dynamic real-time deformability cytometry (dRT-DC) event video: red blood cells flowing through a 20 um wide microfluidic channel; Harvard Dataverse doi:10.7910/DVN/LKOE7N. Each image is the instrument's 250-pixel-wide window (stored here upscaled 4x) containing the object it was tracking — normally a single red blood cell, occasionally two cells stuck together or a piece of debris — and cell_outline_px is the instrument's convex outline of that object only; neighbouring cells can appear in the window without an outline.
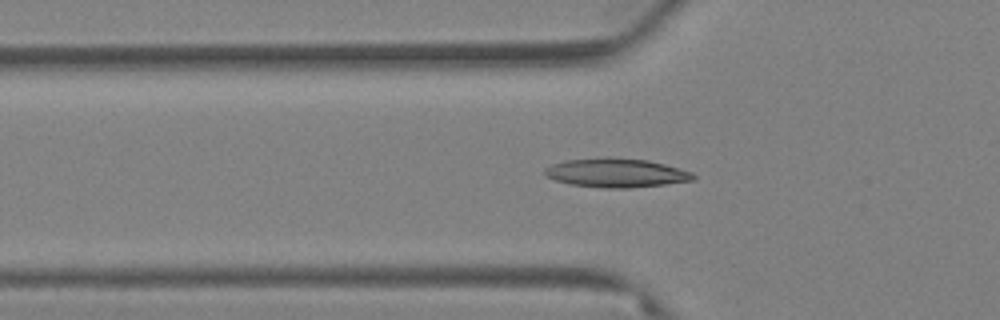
{"species": "Egyptian fruit bat (a non-hibernating species)", "species_latin": "Rousettus aegyptiacus", "temperature_condition": "warm", "stored_images_in_passage": 62, "camera_frame_rate_fps": 3000, "um_per_image_px": 0.085, "animal": {"sex": "female"}, "frame": {"image": 1, "passage_image": 17, "time_ms": 5.333, "image_size_px": [1000, 320], "cell_outline_px": [[696, 176], [692, 180], [664, 184], [628, 188], [600, 188], [572, 184], [556, 180], [544, 176], [544, 168], [552, 164], [564, 160], [604, 156], [612, 156], [648, 160], [664, 164], [692, 172]], "centroid_in_image_um": [52.32, 14.67], "position_along_channel_um": 73.5, "area_um2": 25.32}}
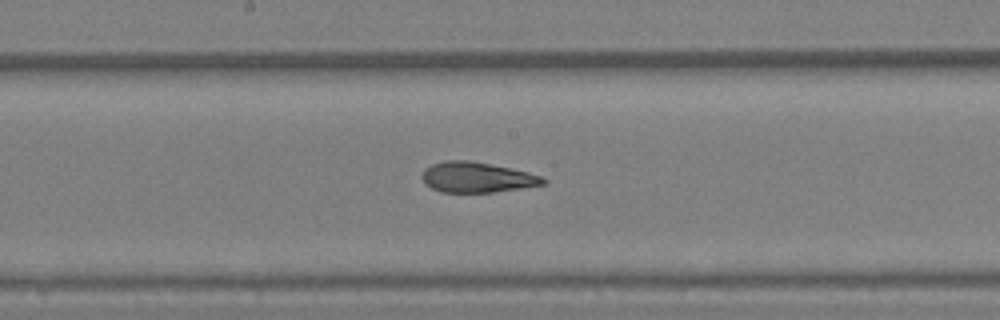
{"frame": {"image": 2, "passage_image": 30, "time_ms": 9.667, "image_size_px": [1000, 320], "cell_outline_px": [[548, 180], [544, 184], [520, 188], [492, 192], [440, 192], [432, 188], [420, 176], [424, 168], [432, 164], [448, 160], [468, 160], [528, 172], [540, 176]], "centroid_in_image_um": [40.51, 15.07], "position_along_channel_um": 207.7, "area_um2": 21.1}}
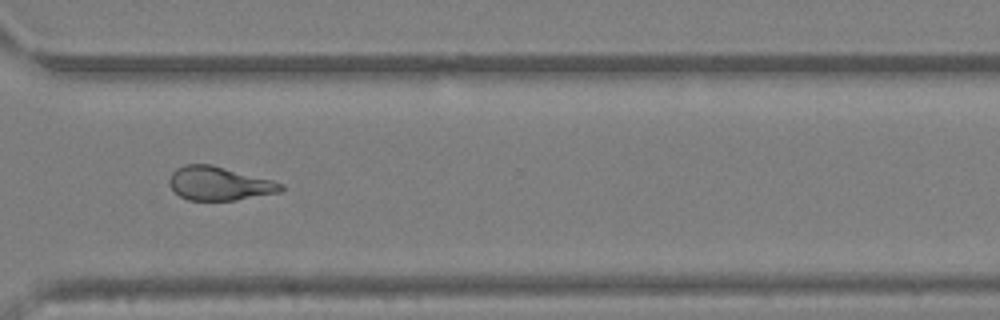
{"frame": {"image": 3, "passage_image": 44, "time_ms": 14.333, "image_size_px": [1000, 320], "cell_outline_px": [[284, 188], [280, 192], [236, 200], [188, 200], [180, 196], [168, 184], [168, 180], [172, 172], [176, 168], [184, 164], [212, 164], [272, 180], [284, 184]], "centroid_in_image_um": [18.62, 15.59], "position_along_channel_um": 352.0, "area_um2": 21.96}}